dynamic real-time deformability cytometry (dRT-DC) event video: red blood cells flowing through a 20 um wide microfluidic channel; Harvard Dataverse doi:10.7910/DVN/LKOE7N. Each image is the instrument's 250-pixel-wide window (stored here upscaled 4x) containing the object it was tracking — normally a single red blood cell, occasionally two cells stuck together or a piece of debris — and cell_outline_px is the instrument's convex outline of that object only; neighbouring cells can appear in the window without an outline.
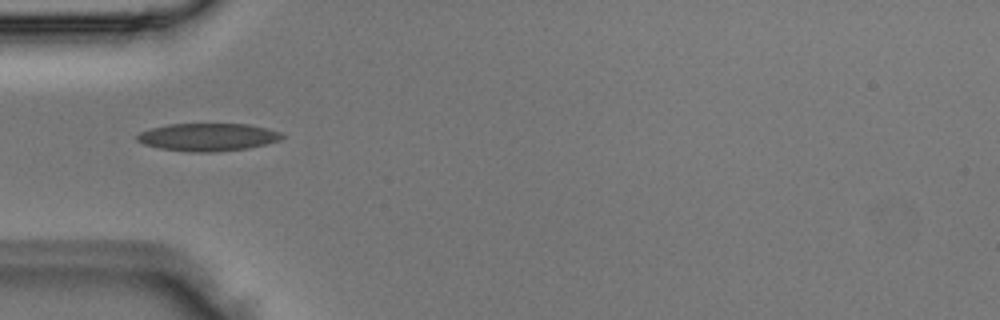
{"species": "Egyptian fruit bat (a non-hibernating species)", "species_latin": "Rousettus aegyptiacus", "temperature_condition": "room temperature", "stored_images_in_passage": 2, "camera_frame_rate_fps": 3000, "um_per_image_px": 0.085, "animal": {"sex": "male"}, "frame": {"image": 1, "passage_image": 1, "time_ms": 0.0, "image_size_px": [1000, 320], "cell_outline_px": [[288, 136], [280, 140], [248, 148], [212, 152], [188, 152], [160, 148], [144, 144], [136, 140], [136, 136], [140, 132], [152, 128], [168, 124], [248, 124], [268, 128], [280, 132]], "centroid_in_image_um": [17.69, 11.65], "position_along_channel_um": 67.3, "area_um2": 23.47}}